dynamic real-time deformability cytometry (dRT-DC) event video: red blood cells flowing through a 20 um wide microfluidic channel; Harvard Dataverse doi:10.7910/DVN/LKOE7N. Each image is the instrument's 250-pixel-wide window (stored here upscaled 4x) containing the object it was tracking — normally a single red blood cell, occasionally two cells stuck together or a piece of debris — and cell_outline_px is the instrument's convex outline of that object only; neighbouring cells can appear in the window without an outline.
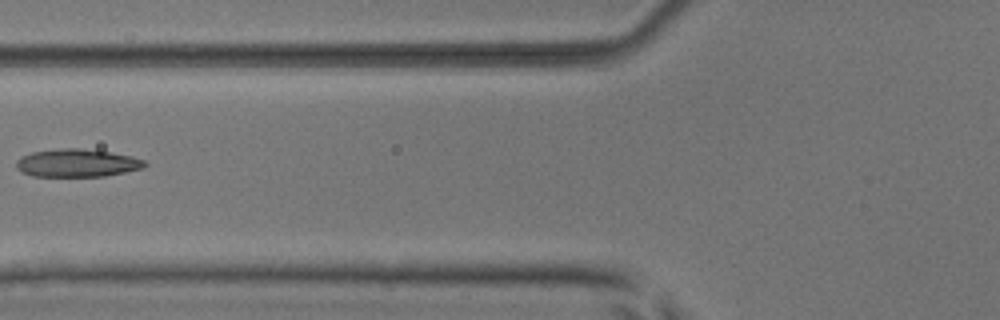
{"species": "common noctule bat (a hibernating species)", "species_latin": "Nyctalus noctula", "temperature_condition": "room temperature", "stored_images_in_passage": 7, "camera_frame_rate_fps": 3000, "um_per_image_px": 0.085, "animal": {"sex": "male", "body_mass_g": 17.9, "forearm_length_mm": 54.2}, "frame": {"image": 1, "passage_image": 6, "time_ms": 1.667, "image_size_px": [1000, 320], "cell_outline_px": [[148, 164], [144, 168], [104, 176], [32, 176], [20, 172], [16, 168], [16, 160], [20, 156], [32, 152], [60, 148], [80, 148], [112, 152], [132, 156], [144, 160]], "centroid_in_image_um": [6.53, 13.85], "position_along_channel_um": 119.3, "area_um2": 21.1}}
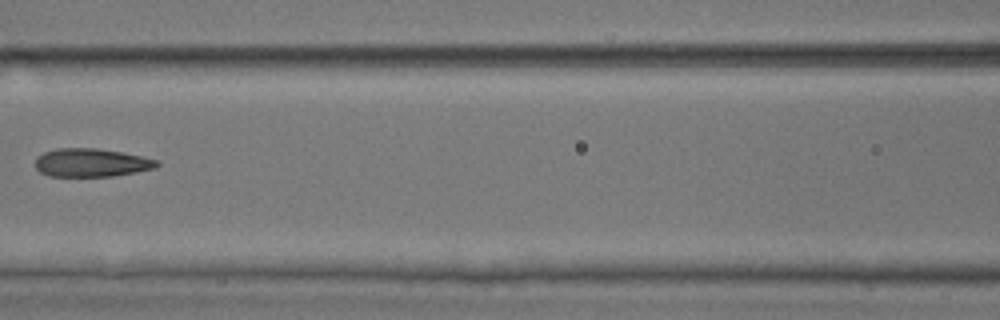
{"frame": {"image": 2, "passage_image": 7, "time_ms": 2.0, "image_size_px": [1000, 320], "cell_outline_px": [[160, 164], [156, 168], [136, 172], [112, 176], [48, 176], [40, 172], [36, 168], [36, 156], [44, 152], [56, 148], [96, 148], [124, 152], [156, 160]], "centroid_in_image_um": [7.75, 13.82], "position_along_channel_um": 158.9, "area_um2": 20.11}}